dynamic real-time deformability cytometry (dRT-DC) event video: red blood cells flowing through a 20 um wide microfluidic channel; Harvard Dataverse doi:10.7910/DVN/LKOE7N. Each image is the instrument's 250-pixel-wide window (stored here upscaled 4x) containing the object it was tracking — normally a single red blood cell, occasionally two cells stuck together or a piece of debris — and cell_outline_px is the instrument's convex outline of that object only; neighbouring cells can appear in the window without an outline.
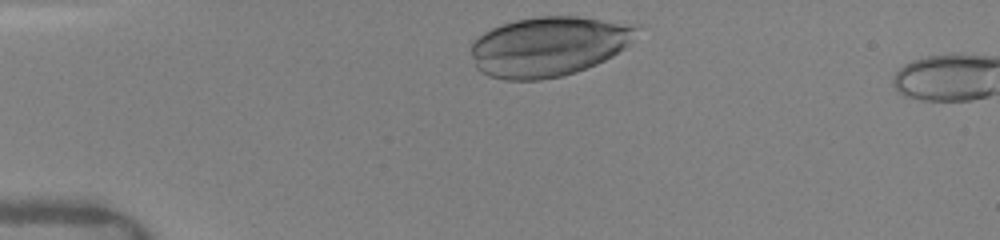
{"species": "human", "species_latin": "Homo sapiens", "temperature_condition": "warm", "stored_images_in_passage": 4, "camera_frame_rate_fps": 3000, "um_per_image_px": 0.085, "donor": {"sex": "female"}, "frame": {"image": 1, "passage_image": 2, "time_ms": 0.333, "image_size_px": [1000, 240], "cell_outline_px": [[640, 28], [624, 48], [612, 56], [596, 64], [576, 72], [560, 76], [540, 80], [504, 80], [488, 76], [480, 72], [476, 68], [472, 56], [472, 40], [484, 32], [492, 28], [516, 20], [540, 16], [576, 16], [640, 24]], "centroid_in_image_um": [46.63, 3.94], "position_along_channel_um": 38.4, "area_um2": 57.86}}